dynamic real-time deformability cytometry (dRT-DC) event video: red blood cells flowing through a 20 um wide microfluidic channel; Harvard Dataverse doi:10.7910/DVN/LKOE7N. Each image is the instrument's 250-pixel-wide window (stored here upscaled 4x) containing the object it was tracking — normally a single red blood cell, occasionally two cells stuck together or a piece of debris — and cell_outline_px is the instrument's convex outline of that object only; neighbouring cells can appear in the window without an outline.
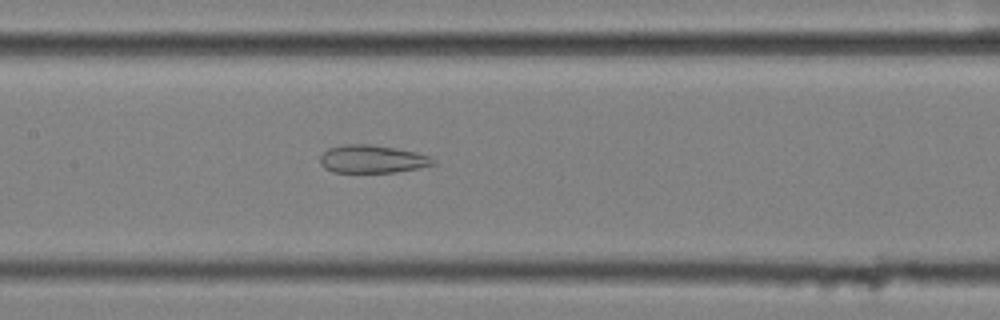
{"species": "common noctule bat (a hibernating species)", "species_latin": "Nyctalus noctula", "temperature_condition": "cold", "stored_images_in_passage": 54, "segment_of_instrument_passage": [2, 2], "camera_frame_rate_fps": 3000, "um_per_image_px": 0.085, "animal": {"sex": "female", "body_mass_g": 25.1}, "frame": {"image": 1, "passage_image": 28, "time_ms": 9.0, "image_size_px": [1000, 320], "cell_outline_px": [[436, 164], [420, 168], [396, 172], [332, 172], [324, 168], [320, 164], [320, 156], [328, 148], [344, 144], [368, 144], [396, 148], [416, 152], [428, 156]], "centroid_in_image_um": [31.61, 13.52], "position_along_channel_um": 175.8, "area_um2": 18.38}}
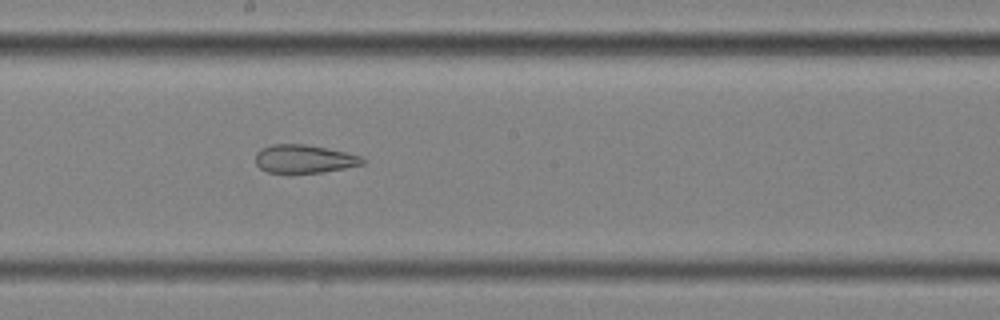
{"frame": {"image": 2, "passage_image": 32, "time_ms": 10.333, "image_size_px": [1000, 320], "cell_outline_px": [[368, 160], [364, 164], [344, 168], [320, 172], [268, 172], [260, 168], [256, 164], [256, 152], [260, 148], [272, 144], [304, 144], [328, 148], [360, 156]], "centroid_in_image_um": [25.85, 13.49], "position_along_channel_um": 222.3, "area_um2": 17.51}}
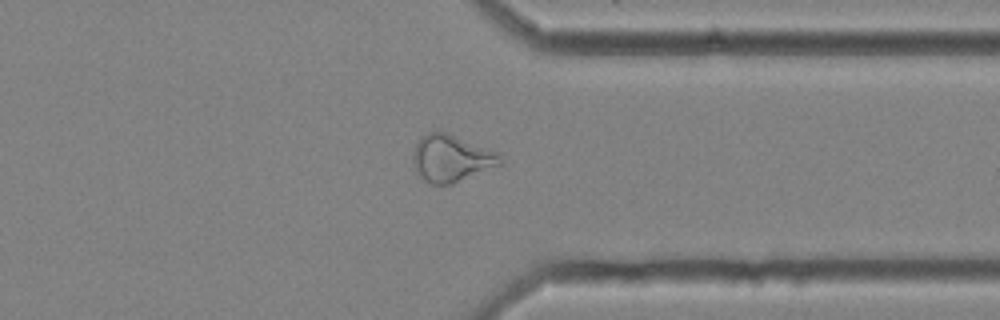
{"frame": {"image": 3, "passage_image": 45, "time_ms": 14.667, "image_size_px": [1000, 320], "cell_outline_px": [[504, 164], [452, 184], [432, 184], [424, 180], [416, 172], [412, 160], [412, 156], [416, 144], [428, 132], [448, 132], [496, 152], [504, 160]], "centroid_in_image_um": [38.38, 13.47], "position_along_channel_um": 373.0, "area_um2": 23.81}}